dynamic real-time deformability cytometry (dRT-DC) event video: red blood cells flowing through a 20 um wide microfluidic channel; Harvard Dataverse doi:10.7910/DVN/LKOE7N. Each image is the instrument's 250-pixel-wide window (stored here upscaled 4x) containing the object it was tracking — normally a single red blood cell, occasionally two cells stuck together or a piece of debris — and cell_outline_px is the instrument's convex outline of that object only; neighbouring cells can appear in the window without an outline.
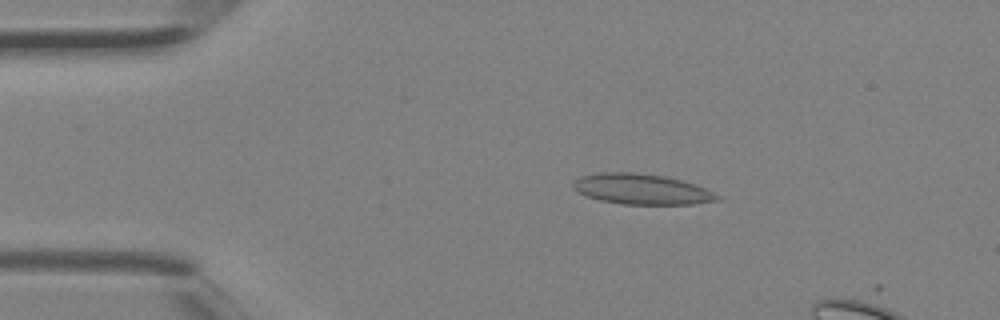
{"species": "Egyptian fruit bat (a non-hibernating species)", "species_latin": "Rousettus aegyptiacus", "temperature_condition": "room temperature", "stored_images_in_passage": 4, "camera_frame_rate_fps": 3000, "um_per_image_px": 0.085, "animal": {"sex": "female"}, "frame": {"image": 1, "passage_image": 2, "time_ms": 0.333, "image_size_px": [1000, 320], "cell_outline_px": [[724, 200], [692, 204], [620, 204], [600, 200], [588, 196], [572, 188], [572, 184], [580, 176], [600, 172], [632, 172], [664, 176], [696, 184], [720, 196]], "centroid_in_image_um": [54.56, 16.08], "position_along_channel_um": 30.4, "area_um2": 25.55}}